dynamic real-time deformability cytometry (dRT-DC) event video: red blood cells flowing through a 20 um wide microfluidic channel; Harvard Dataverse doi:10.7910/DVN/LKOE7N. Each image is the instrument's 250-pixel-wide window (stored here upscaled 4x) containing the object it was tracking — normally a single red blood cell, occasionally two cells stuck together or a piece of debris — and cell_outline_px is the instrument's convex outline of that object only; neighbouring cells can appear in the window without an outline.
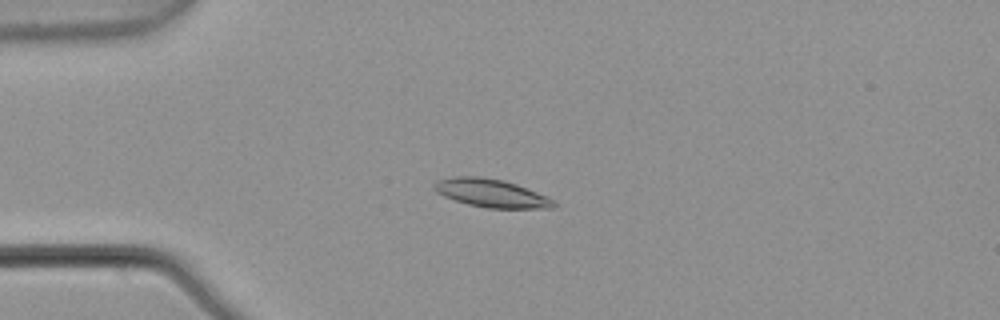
{"species": "common noctule bat (a hibernating species)", "species_latin": "Nyctalus noctula", "temperature_condition": "warm", "stored_images_in_passage": 6, "camera_frame_rate_fps": 3000, "um_per_image_px": 0.085, "animal": {"sex": "male", "body_mass_g": 21.5, "forearm_length_mm": 52.0}, "frame": {"image": 1, "passage_image": 4, "time_ms": 1.0, "image_size_px": [1000, 320], "cell_outline_px": [[556, 204], [552, 208], [488, 208], [468, 204], [444, 196], [436, 192], [432, 188], [432, 184], [436, 180], [452, 176], [480, 176], [504, 180], [516, 184], [548, 196]], "centroid_in_image_um": [41.71, 16.4], "position_along_channel_um": 43.3, "area_um2": 19.71}}
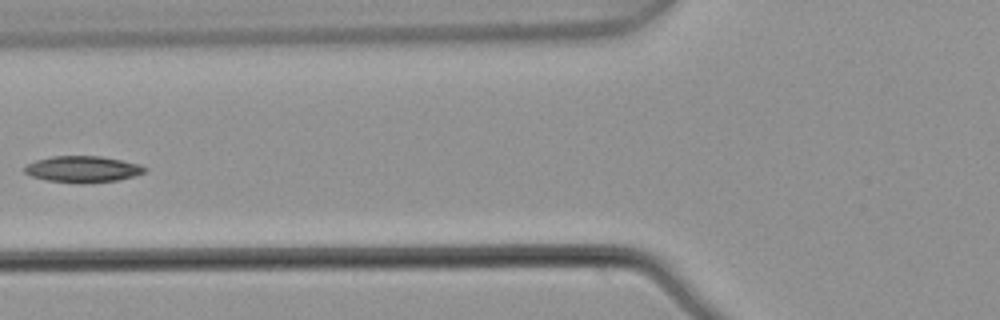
{"frame": {"image": 2, "passage_image": 6, "time_ms": 1.667, "image_size_px": [1000, 320], "cell_outline_px": [[148, 168], [144, 172], [136, 176], [116, 180], [80, 184], [48, 180], [32, 176], [24, 172], [24, 168], [28, 164], [36, 160], [52, 156], [100, 156], [140, 164]], "centroid_in_image_um": [7.05, 14.38], "position_along_channel_um": 118.7, "area_um2": 18.38}}